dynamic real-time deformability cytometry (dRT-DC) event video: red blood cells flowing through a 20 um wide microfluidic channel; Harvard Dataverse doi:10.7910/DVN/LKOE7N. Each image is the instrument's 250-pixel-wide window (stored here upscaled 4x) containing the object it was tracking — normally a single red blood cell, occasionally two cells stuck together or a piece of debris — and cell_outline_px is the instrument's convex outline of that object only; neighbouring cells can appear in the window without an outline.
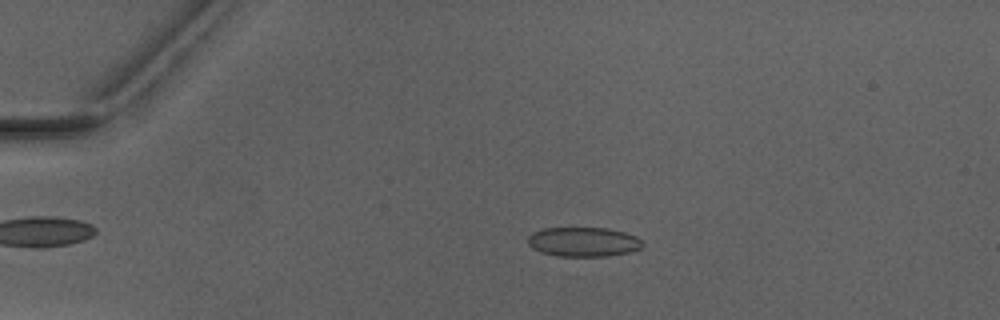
{"species": "Egyptian fruit bat (a non-hibernating species)", "species_latin": "Rousettus aegyptiacus", "temperature_condition": "warm", "stored_images_in_passage": 5, "camera_frame_rate_fps": 3000, "um_per_image_px": 0.085, "animal": {"sex": "male"}, "frame": {"image": 1, "passage_image": 4, "time_ms": 3.667, "image_size_px": [1000, 320], "cell_outline_px": [[644, 244], [640, 248], [628, 252], [608, 256], [556, 256], [540, 252], [532, 248], [528, 244], [528, 236], [532, 232], [544, 228], [608, 228], [624, 232], [636, 236]], "centroid_in_image_um": [49.56, 20.56], "position_along_channel_um": 35.4, "area_um2": 19.71}}